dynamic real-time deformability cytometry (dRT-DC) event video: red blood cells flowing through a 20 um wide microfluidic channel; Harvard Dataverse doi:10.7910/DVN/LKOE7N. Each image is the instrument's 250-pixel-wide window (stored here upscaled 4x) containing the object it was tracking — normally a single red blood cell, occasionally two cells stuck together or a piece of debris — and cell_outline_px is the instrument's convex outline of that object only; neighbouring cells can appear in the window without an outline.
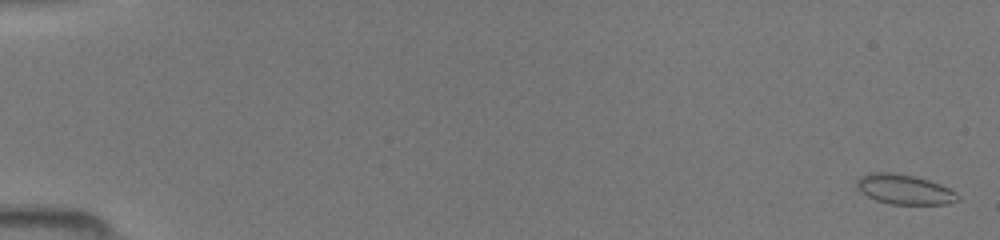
{"species": "common noctule bat (a hibernating species)", "species_latin": "Nyctalus noctula", "temperature_condition": "room temperature", "stored_images_in_passage": 50, "camera_frame_rate_fps": 3000, "um_per_image_px": 0.085, "animal": {"sex": "female", "body_mass_g": 19.5, "forearm_length_mm": 54.1}, "frame": {"image": 1, "passage_image": 2, "time_ms": 0.333, "image_size_px": [1000, 240], "cell_outline_px": [[960, 200], [948, 204], [892, 204], [876, 200], [860, 192], [856, 188], [856, 180], [860, 176], [868, 172], [892, 172], [912, 176], [928, 180], [940, 184], [956, 192], [960, 196]], "centroid_in_image_um": [76.85, 16.09], "position_along_channel_um": 8.1, "area_um2": 17.69}}
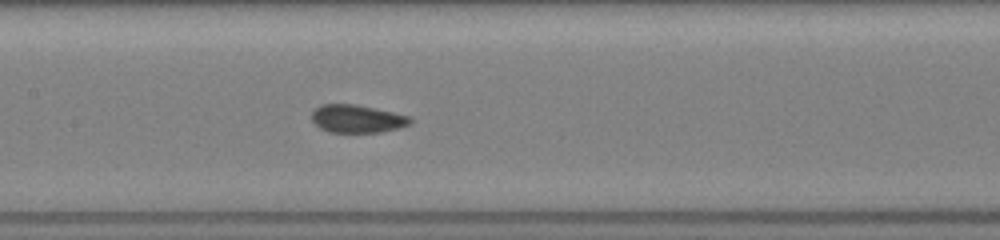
{"frame": {"image": 2, "passage_image": 26, "time_ms": 8.333, "image_size_px": [1000, 240], "cell_outline_px": [[412, 124], [400, 128], [380, 132], [328, 132], [320, 128], [312, 120], [312, 112], [320, 104], [356, 104], [392, 112], [408, 116], [412, 120]], "centroid_in_image_um": [30.36, 10.1], "position_along_channel_um": 177.0, "area_um2": 16.01}}
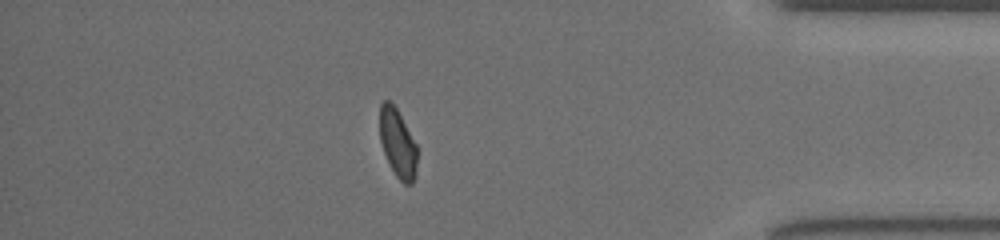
{"frame": {"image": 3, "passage_image": 44, "time_ms": 14.333, "image_size_px": [1000, 240], "cell_outline_px": [[416, 176], [412, 184], [404, 184], [396, 176], [384, 152], [380, 140], [380, 104], [384, 100], [388, 100], [396, 108], [416, 144]], "centroid_in_image_um": [33.8, 12.19], "position_along_channel_um": 401.4, "area_um2": 14.62}}